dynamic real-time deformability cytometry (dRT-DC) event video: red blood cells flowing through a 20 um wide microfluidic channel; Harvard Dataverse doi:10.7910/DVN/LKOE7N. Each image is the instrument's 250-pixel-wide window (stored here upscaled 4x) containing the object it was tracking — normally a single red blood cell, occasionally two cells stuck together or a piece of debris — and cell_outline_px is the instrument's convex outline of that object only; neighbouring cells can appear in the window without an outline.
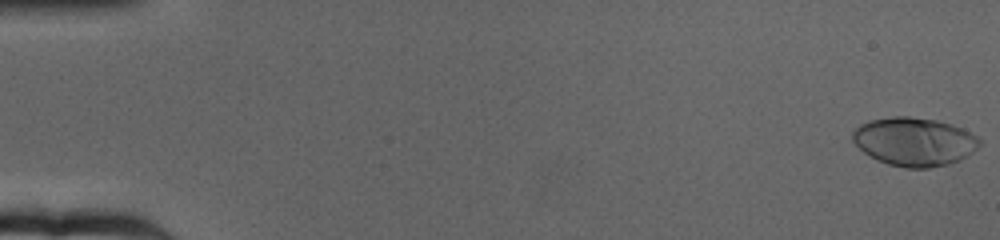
{"species": "human", "species_latin": "Homo sapiens", "temperature_condition": "cold", "stored_images_in_passage": 65, "camera_frame_rate_fps": 3000, "um_per_image_px": 0.085, "donor": {"sex": "female"}, "frame": {"image": 1, "passage_image": 1, "time_ms": 0.0, "image_size_px": [1000, 240], "cell_outline_px": [[980, 144], [972, 152], [960, 160], [948, 164], [928, 168], [904, 168], [888, 164], [876, 160], [864, 152], [852, 140], [852, 132], [860, 124], [868, 120], [892, 116], [908, 116], [936, 120], [952, 124], [964, 128], [976, 136], [980, 140]], "centroid_in_image_um": [77.7, 12.03], "position_along_channel_um": 7.3, "area_um2": 36.01}}
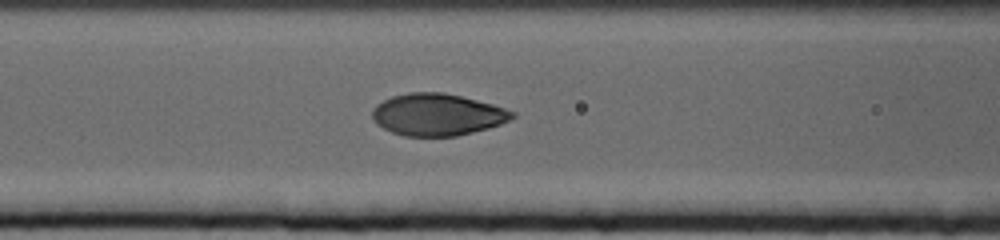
{"frame": {"image": 2, "passage_image": 28, "time_ms": 9.0, "image_size_px": [1000, 240], "cell_outline_px": [[516, 116], [500, 124], [488, 128], [456, 136], [404, 136], [392, 132], [376, 124], [372, 116], [372, 108], [376, 104], [392, 96], [408, 92], [444, 92], [492, 104], [516, 112]], "centroid_in_image_um": [37.15, 9.74], "position_along_channel_um": 129.4, "area_um2": 34.16}}
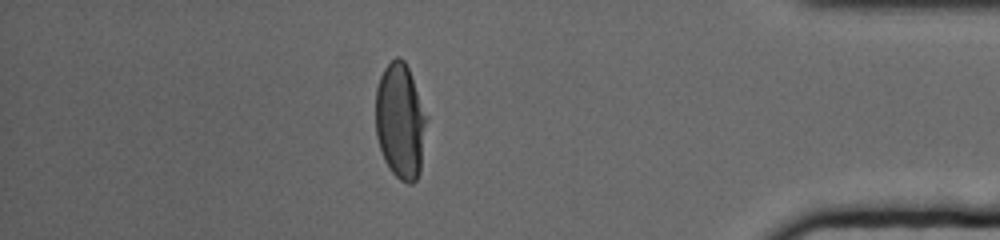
{"frame": {"image": 3, "passage_image": 57, "time_ms": 18.667, "image_size_px": [1000, 240], "cell_outline_px": [[428, 116], [420, 172], [416, 180], [412, 184], [408, 184], [400, 180], [392, 172], [384, 160], [376, 136], [376, 88], [380, 76], [384, 68], [396, 56], [400, 56], [404, 60], [408, 68]], "centroid_in_image_um": [34.04, 10.3], "position_along_channel_um": 401.2, "area_um2": 34.56}, "authors_computed_cell_mechanics": {"area_um2": 34.9112, "velocity_mm_per_s": 3.1649, "shape_relaxation_time_tau1_ms": 3.9532, "shape_relaxation_time_tau2_ms": null, "deformation_change_tau1": 0.2077, "deformation_change_tau2": null}}